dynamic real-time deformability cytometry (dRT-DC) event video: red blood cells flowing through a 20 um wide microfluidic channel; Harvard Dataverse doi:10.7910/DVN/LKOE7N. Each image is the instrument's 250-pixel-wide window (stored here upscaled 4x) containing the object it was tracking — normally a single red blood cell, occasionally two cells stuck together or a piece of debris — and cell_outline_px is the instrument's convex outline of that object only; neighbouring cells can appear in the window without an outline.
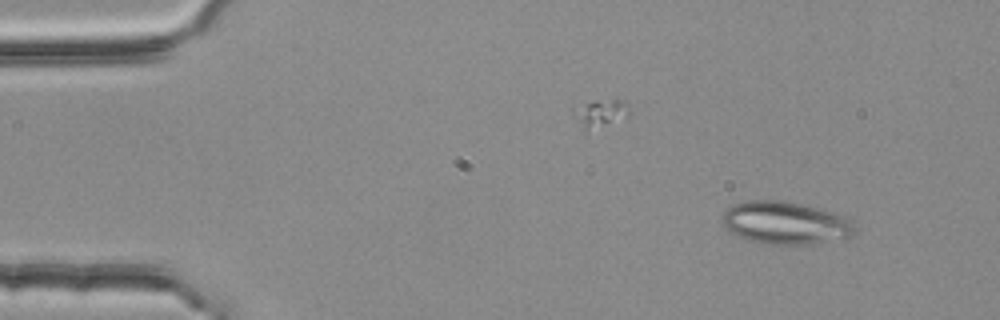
{"species": "common noctule bat (a hibernating species)", "species_latin": "Nyctalus noctula", "temperature_condition": "room temperature", "stored_images_in_passage": 15, "camera_frame_rate_fps": 3000, "um_per_image_px": 0.085, "animal": {"sex": "female", "body_mass_g": 25.1}, "frame": {"image": 1, "passage_image": 1, "time_ms": 0.0, "image_size_px": [1000, 320], "cell_outline_px": [[856, 232], [852, 236], [804, 244], [764, 244], [748, 240], [724, 228], [724, 212], [732, 204], [748, 200], [784, 200], [804, 204], [832, 212], [852, 220], [856, 224]], "centroid_in_image_um": [66.76, 18.93], "position_along_channel_um": 18.2, "area_um2": 32.77}}